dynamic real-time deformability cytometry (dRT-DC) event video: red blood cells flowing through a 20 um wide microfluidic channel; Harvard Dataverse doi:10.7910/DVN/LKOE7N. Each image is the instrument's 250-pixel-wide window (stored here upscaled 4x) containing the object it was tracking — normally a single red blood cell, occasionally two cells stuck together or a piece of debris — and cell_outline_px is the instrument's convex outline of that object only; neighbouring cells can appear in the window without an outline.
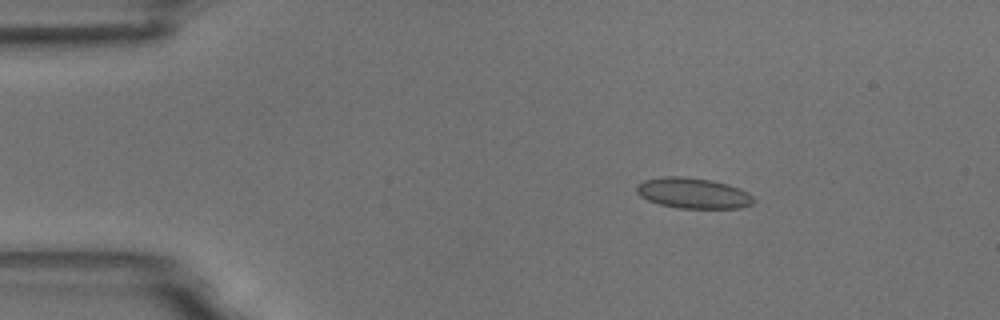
{"species": "common noctule bat (a hibernating species)", "species_latin": "Nyctalus noctula", "temperature_condition": "room temperature", "stored_images_in_passage": 5, "camera_frame_rate_fps": 3000, "um_per_image_px": 0.085, "animal": {"sex": "male", "body_mass_g": 18.8}, "frame": {"image": 1, "passage_image": 3, "time_ms": 2.333, "image_size_px": [1000, 320], "cell_outline_px": [[756, 200], [752, 204], [740, 208], [676, 208], [660, 204], [648, 200], [640, 196], [636, 192], [636, 184], [644, 180], [664, 176], [680, 176], [712, 180], [728, 184], [748, 192]], "centroid_in_image_um": [58.9, 16.41], "position_along_channel_um": 26.1, "area_um2": 20.98}}